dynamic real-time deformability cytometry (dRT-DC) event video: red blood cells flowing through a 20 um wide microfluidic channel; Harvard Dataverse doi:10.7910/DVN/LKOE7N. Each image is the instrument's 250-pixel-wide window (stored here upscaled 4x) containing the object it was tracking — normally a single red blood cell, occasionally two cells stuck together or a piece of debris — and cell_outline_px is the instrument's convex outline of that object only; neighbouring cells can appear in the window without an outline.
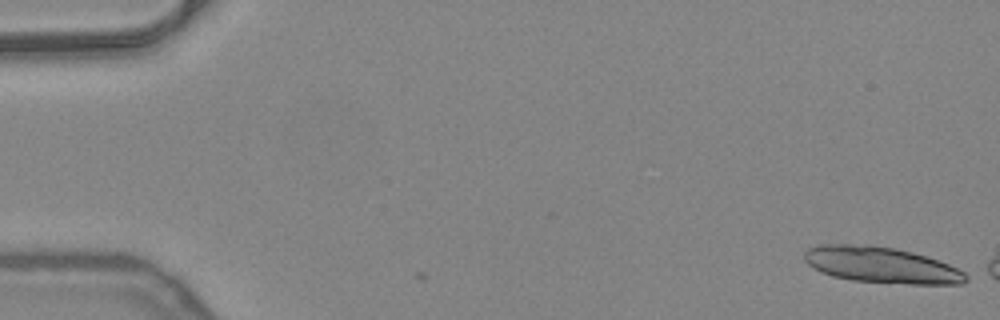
{"species": "common noctule bat (a hibernating species)", "species_latin": "Nyctalus noctula", "temperature_condition": "warm", "stored_images_in_passage": 3, "camera_frame_rate_fps": 3000, "um_per_image_px": 0.085, "animal": {"sex": "female", "body_mass_g": 24.6, "forearm_length_mm": 56.2}, "frame": {"image": 1, "passage_image": 1, "time_ms": 0.0, "image_size_px": [1000, 320], "cell_outline_px": [[968, 280], [964, 284], [908, 284], [852, 280], [832, 276], [820, 272], [812, 268], [804, 260], [804, 252], [808, 248], [820, 244], [868, 244], [896, 248], [912, 252], [948, 264], [964, 272], [968, 276]], "centroid_in_image_um": [74.87, 22.52], "position_along_channel_um": 10.1, "area_um2": 34.1}}